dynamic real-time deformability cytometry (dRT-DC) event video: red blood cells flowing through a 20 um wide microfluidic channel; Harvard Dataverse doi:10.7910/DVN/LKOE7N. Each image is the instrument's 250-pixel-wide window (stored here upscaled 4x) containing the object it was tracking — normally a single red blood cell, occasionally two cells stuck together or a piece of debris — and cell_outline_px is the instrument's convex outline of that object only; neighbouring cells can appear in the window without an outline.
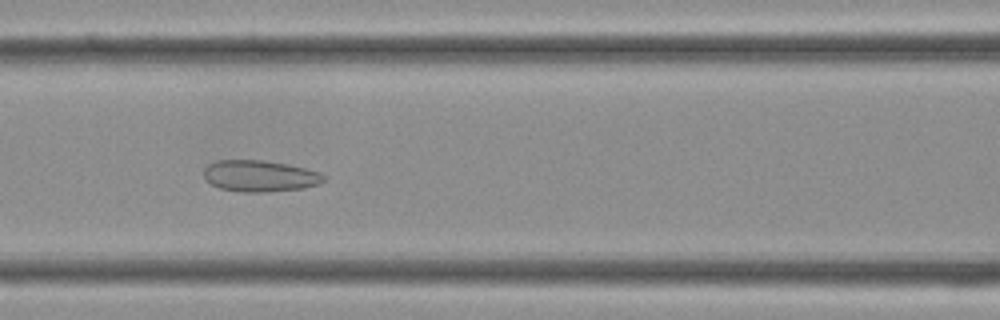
{"species": "Egyptian fruit bat (a non-hibernating species)", "species_latin": "Rousettus aegyptiacus", "temperature_condition": "cold", "stored_images_in_passage": 36, "camera_frame_rate_fps": 3000, "um_per_image_px": 0.085, "frame": {"image": 1, "passage_image": 15, "time_ms": 4.667, "image_size_px": [1000, 320], "cell_outline_px": [[328, 180], [320, 184], [304, 188], [264, 192], [244, 192], [220, 188], [212, 184], [204, 176], [204, 168], [208, 164], [216, 160], [264, 160], [288, 164], [320, 172], [328, 176]], "centroid_in_image_um": [22.15, 14.95], "position_along_channel_um": 144.4, "area_um2": 22.14}}
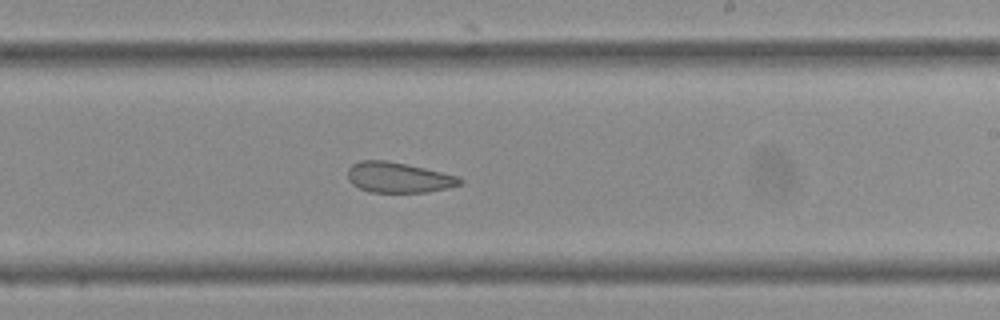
{"frame": {"image": 2, "passage_image": 21, "time_ms": 6.667, "image_size_px": [1000, 320], "cell_outline_px": [[464, 184], [448, 188], [428, 192], [368, 192], [352, 184], [348, 180], [348, 168], [352, 164], [360, 160], [388, 160], [408, 164], [460, 176], [464, 180]], "centroid_in_image_um": [33.91, 15.08], "position_along_channel_um": 255.1, "area_um2": 20.23}}
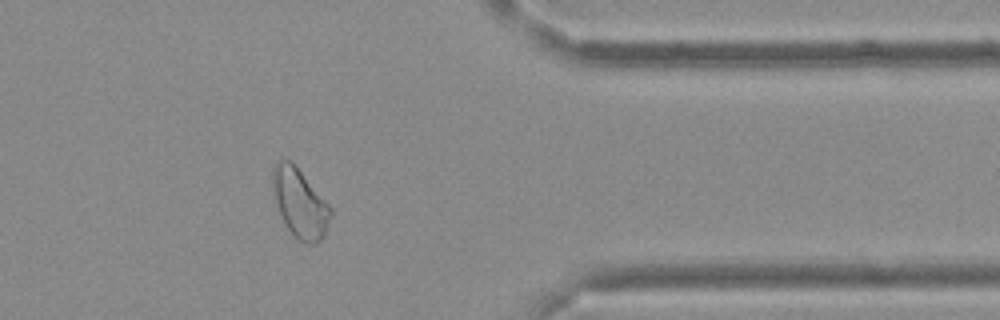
{"frame": {"image": 3, "passage_image": 29, "time_ms": 9.333, "image_size_px": [1000, 320], "cell_outline_px": [[332, 216], [324, 236], [316, 244], [304, 244], [288, 228], [280, 212], [272, 192], [272, 164], [276, 160], [284, 156], [300, 172], [332, 208]], "centroid_in_image_um": [25.48, 17.25], "position_along_channel_um": 385.9, "area_um2": 23.06}}